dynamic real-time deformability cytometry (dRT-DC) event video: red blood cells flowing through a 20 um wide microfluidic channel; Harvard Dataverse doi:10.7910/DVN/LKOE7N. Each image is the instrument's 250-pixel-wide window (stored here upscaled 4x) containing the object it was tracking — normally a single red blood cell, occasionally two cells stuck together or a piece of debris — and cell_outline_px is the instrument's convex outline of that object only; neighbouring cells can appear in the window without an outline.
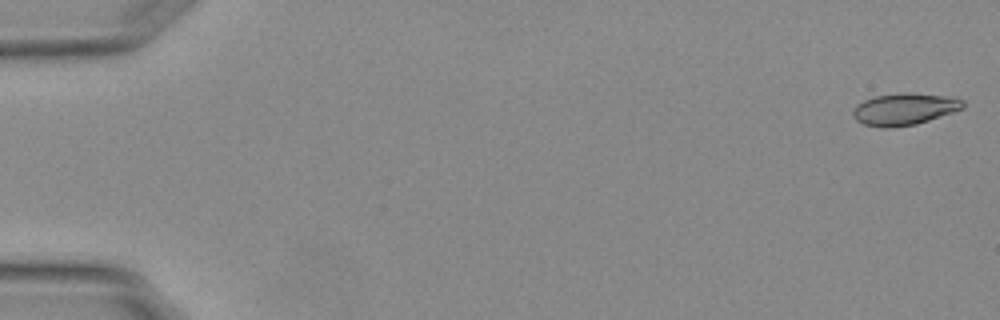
{"species": "Egyptian fruit bat (a non-hibernating species)", "species_latin": "Rousettus aegyptiacus", "temperature_condition": "warm", "stored_images_in_passage": 54, "camera_frame_rate_fps": 3000, "um_per_image_px": 0.085, "animal": {"sex": "female"}, "frame": {"image": 1, "passage_image": 1, "time_ms": 0.0, "image_size_px": [1000, 320], "cell_outline_px": [[964, 108], [916, 124], [892, 128], [880, 128], [864, 124], [856, 120], [852, 116], [852, 108], [856, 104], [872, 96], [904, 92], [908, 92], [944, 96], [964, 100]], "centroid_in_image_um": [76.8, 9.27], "position_along_channel_um": 8.2, "area_um2": 20.58}}
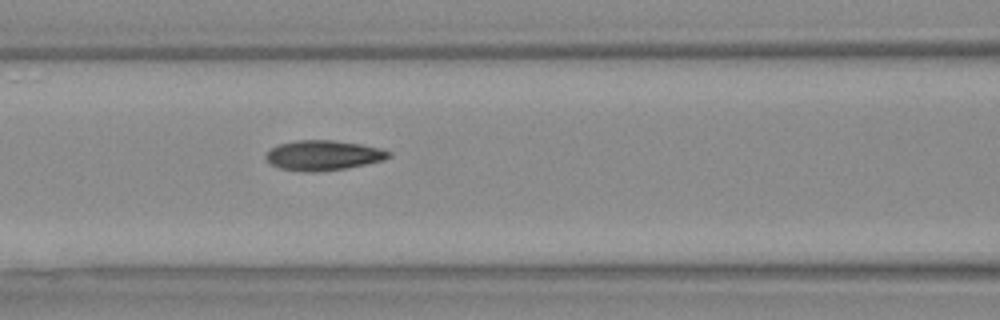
{"frame": {"image": 2, "passage_image": 24, "time_ms": 7.667, "image_size_px": [1000, 320], "cell_outline_px": [[392, 156], [384, 160], [348, 168], [316, 172], [304, 172], [280, 168], [272, 164], [264, 156], [276, 144], [296, 140], [332, 140], [360, 144], [380, 148], [392, 152]], "centroid_in_image_um": [27.5, 13.2], "position_along_channel_um": 139.1, "area_um2": 21.56}}
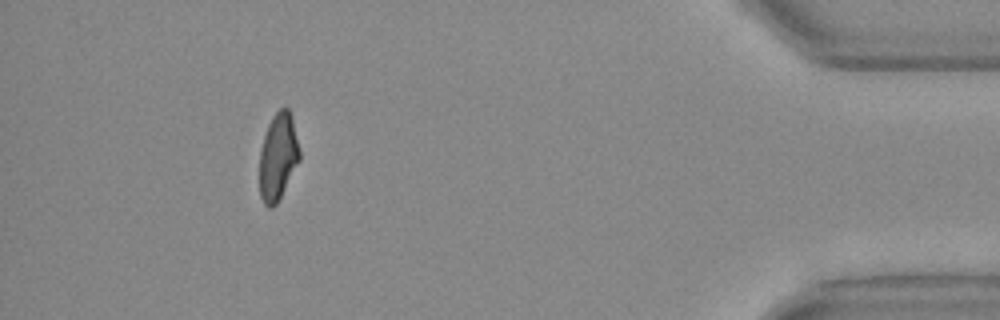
{"frame": {"image": 3, "passage_image": 50, "time_ms": 16.333, "image_size_px": [1000, 320], "cell_outline_px": [[300, 160], [276, 204], [272, 208], [268, 208], [264, 204], [260, 196], [260, 148], [268, 124], [272, 116], [284, 104], [288, 108], [292, 116], [300, 152]], "centroid_in_image_um": [23.63, 13.29], "position_along_channel_um": 411.6, "area_um2": 20.35}, "authors_computed_cell_mechanics": {"area_um2": 20.9236, "velocity_mm_per_s": 3.7953, "shape_relaxation_time_tau1_ms": 9.1516, "shape_relaxation_time_tau2_ms": 2.2737, "deformation_change_tau1": 0.2481, "deformation_change_tau2": 0.0783}}